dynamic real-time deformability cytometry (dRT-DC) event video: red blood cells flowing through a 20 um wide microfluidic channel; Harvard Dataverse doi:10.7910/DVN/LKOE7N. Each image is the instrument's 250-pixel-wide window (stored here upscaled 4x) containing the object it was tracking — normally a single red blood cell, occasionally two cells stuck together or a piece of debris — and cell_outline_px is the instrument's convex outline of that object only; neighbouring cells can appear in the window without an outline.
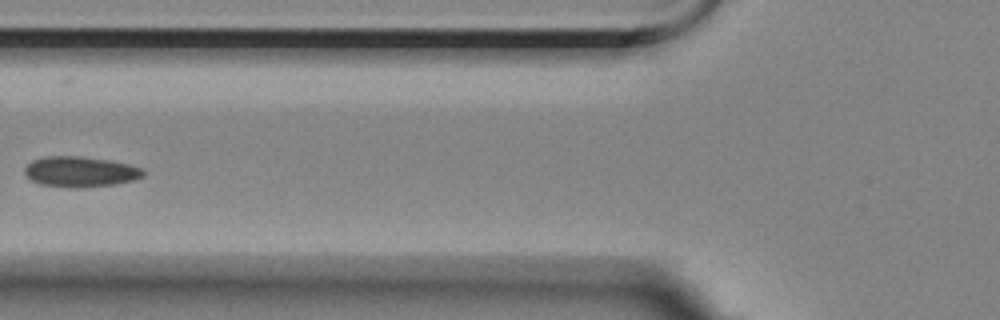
{"species": "Egyptian fruit bat (a non-hibernating species)", "species_latin": "Rousettus aegyptiacus", "temperature_condition": "room temperature", "stored_images_in_passage": 11, "camera_frame_rate_fps": 3000, "um_per_image_px": 0.085, "animal": {"sex": "female"}, "frame": {"image": 1, "passage_image": 8, "time_ms": 9.333, "image_size_px": [1000, 320], "cell_outline_px": [[144, 176], [132, 180], [112, 184], [80, 188], [76, 188], [40, 184], [24, 176], [24, 168], [32, 160], [44, 156], [80, 156], [112, 160], [128, 164], [140, 168], [144, 172]], "centroid_in_image_um": [6.78, 14.58], "position_along_channel_um": 119.0, "area_um2": 21.04}}
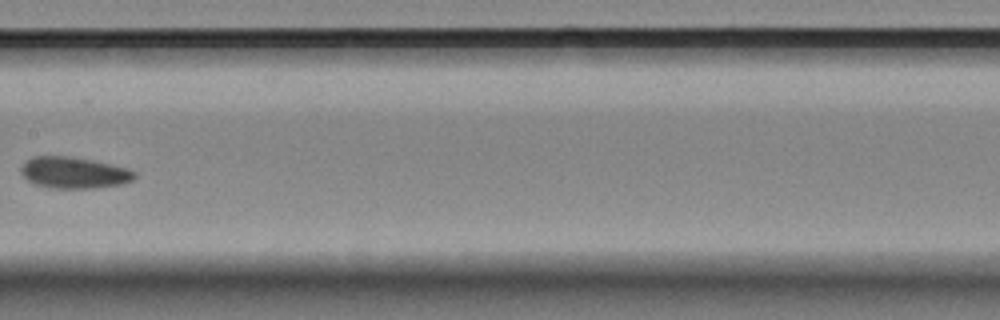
{"frame": {"image": 2, "passage_image": 10, "time_ms": 11.667, "image_size_px": [1000, 320], "cell_outline_px": [[136, 176], [132, 180], [124, 184], [96, 188], [48, 188], [32, 184], [20, 172], [20, 168], [24, 160], [32, 156], [68, 156], [92, 160], [112, 164], [128, 168], [136, 172]], "centroid_in_image_um": [6.26, 14.68], "position_along_channel_um": 201.1, "area_um2": 21.15}}
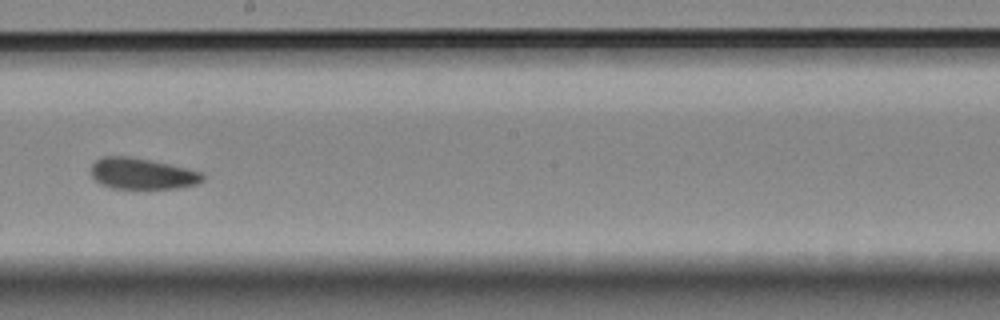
{"frame": {"image": 3, "passage_image": 11, "time_ms": 12.667, "image_size_px": [1000, 320], "cell_outline_px": [[204, 180], [196, 184], [180, 188], [112, 188], [100, 184], [92, 176], [92, 164], [96, 160], [104, 156], [128, 156], [152, 160], [204, 172]], "centroid_in_image_um": [12.11, 14.76], "position_along_channel_um": 236.1, "area_um2": 20.29}}